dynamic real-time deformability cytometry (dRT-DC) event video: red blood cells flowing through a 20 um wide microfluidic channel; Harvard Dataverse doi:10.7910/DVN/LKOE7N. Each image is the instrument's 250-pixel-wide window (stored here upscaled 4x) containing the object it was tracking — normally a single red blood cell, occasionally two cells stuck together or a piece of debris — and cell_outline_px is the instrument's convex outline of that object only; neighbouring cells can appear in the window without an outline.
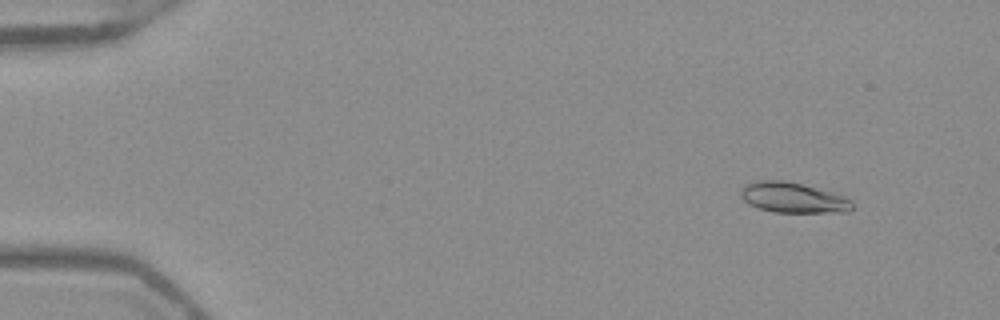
{"species": "Egyptian fruit bat (a non-hibernating species)", "species_latin": "Rousettus aegyptiacus", "temperature_condition": "warm", "stored_images_in_passage": 53, "camera_frame_rate_fps": 3000, "um_per_image_px": 0.085, "frame": {"image": 1, "passage_image": 6, "time_ms": 1.667, "image_size_px": [1000, 320], "cell_outline_px": [[852, 208], [848, 212], [776, 212], [760, 208], [748, 204], [740, 196], [740, 192], [744, 184], [756, 180], [784, 180], [800, 184], [844, 196], [852, 200]], "centroid_in_image_um": [67.37, 16.8], "position_along_channel_um": 17.6, "area_um2": 19.54}}
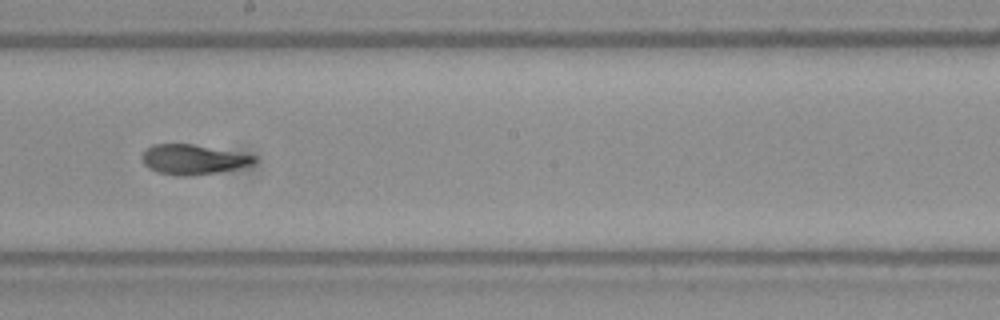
{"frame": {"image": 2, "passage_image": 31, "time_ms": 10.0, "image_size_px": [1000, 320], "cell_outline_px": [[256, 160], [252, 164], [236, 168], [216, 172], [188, 176], [180, 176], [156, 172], [148, 168], [144, 164], [140, 156], [152, 144], [192, 144], [256, 156]], "centroid_in_image_um": [16.34, 13.56], "position_along_channel_um": 231.9, "area_um2": 19.25}}
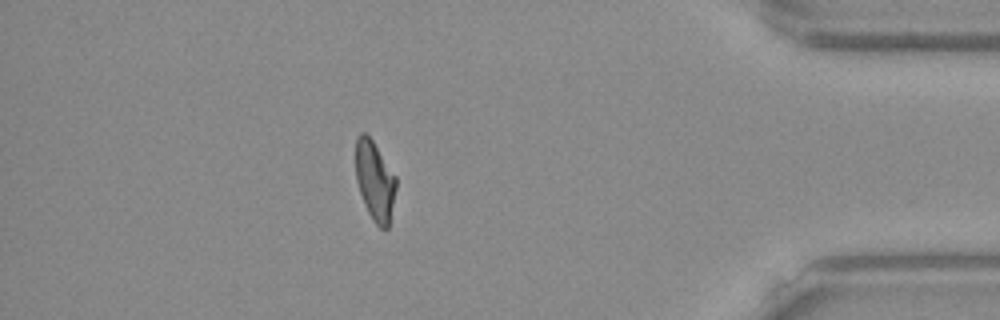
{"frame": {"image": 3, "passage_image": 47, "time_ms": 15.333, "image_size_px": [1000, 320], "cell_outline_px": [[396, 188], [388, 228], [384, 232], [372, 220], [364, 204], [356, 180], [356, 136], [360, 132], [364, 132], [372, 140], [396, 176]], "centroid_in_image_um": [31.86, 15.39], "position_along_channel_um": 403.3, "area_um2": 18.67}, "authors_computed_cell_mechanics": {"area_um2": 19.4208, "velocity_mm_per_s": 3.9436, "shape_relaxation_time_tau1_ms": null, "shape_relaxation_time_tau2_ms": 1.4613, "deformation_change_tau1": null, "deformation_change_tau2": 0.0768}}